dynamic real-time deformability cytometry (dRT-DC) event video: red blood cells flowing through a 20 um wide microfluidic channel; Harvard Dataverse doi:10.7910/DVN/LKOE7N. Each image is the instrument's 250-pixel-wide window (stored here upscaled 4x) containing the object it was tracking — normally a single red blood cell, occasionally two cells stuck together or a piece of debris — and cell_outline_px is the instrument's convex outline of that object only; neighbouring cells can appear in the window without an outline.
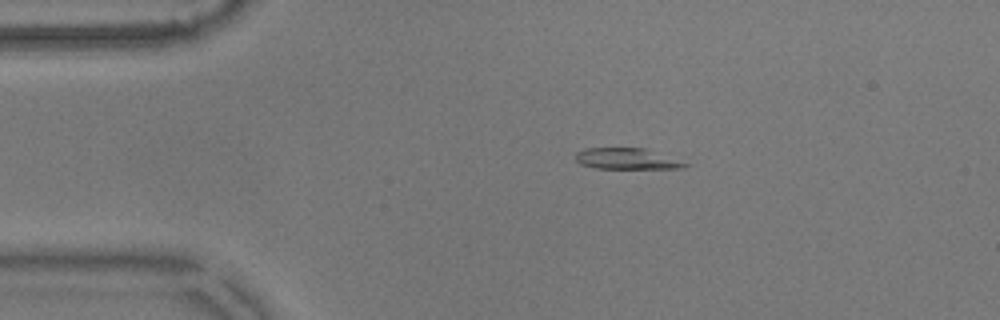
{"species": "common noctule bat (a hibernating species)", "species_latin": "Nyctalus noctula", "temperature_condition": "warm", "stored_images_in_passage": 46, "camera_frame_rate_fps": 3000, "um_per_image_px": 0.085, "animal": {"sex": "male", "body_mass_g": 17.9}, "frame": {"image": 1, "passage_image": 1, "time_ms": 0.0, "image_size_px": [1000, 320], "cell_outline_px": [[688, 164], [684, 168], [596, 168], [580, 164], [576, 160], [576, 152], [584, 148], [644, 148]], "centroid_in_image_um": [53.19, 13.49], "position_along_channel_um": 31.8, "area_um2": 13.06}}
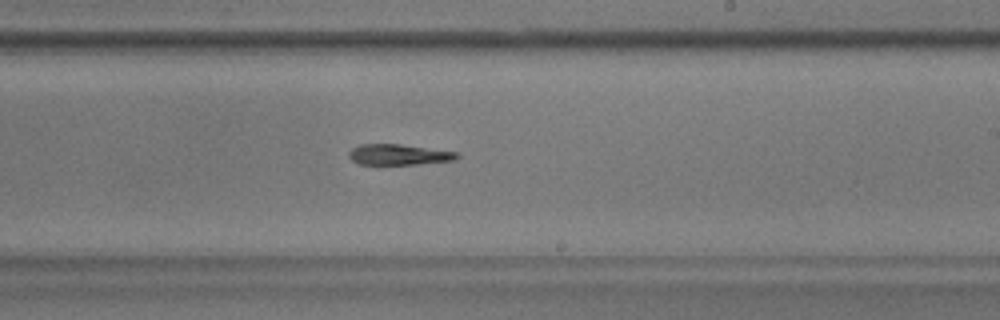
{"frame": {"image": 2, "passage_image": 23, "time_ms": 7.333, "image_size_px": [1000, 320], "cell_outline_px": [[460, 156], [456, 160], [420, 164], [360, 164], [352, 160], [348, 156], [348, 152], [352, 148], [360, 144], [400, 144], [460, 152]], "centroid_in_image_um": [33.94, 13.14], "position_along_channel_um": 255.1, "area_um2": 13.18}}
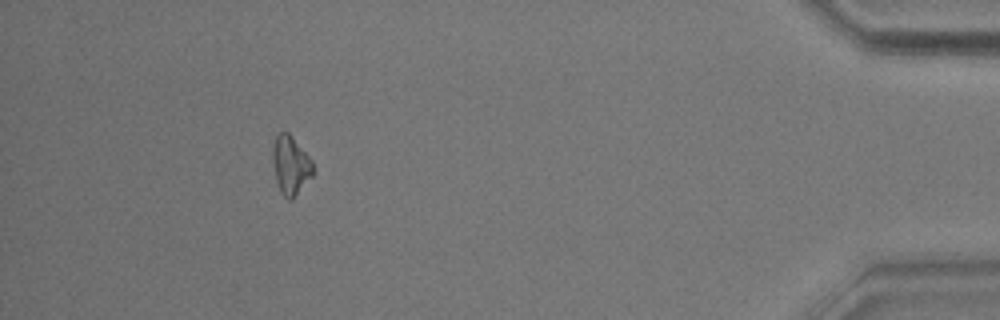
{"frame": {"image": 3, "passage_image": 41, "time_ms": 13.333, "image_size_px": [1000, 320], "cell_outline_px": [[312, 176], [292, 200], [288, 200], [280, 192], [276, 180], [272, 164], [272, 148], [276, 136], [280, 132], [288, 132], [312, 160]], "centroid_in_image_um": [24.67, 14.05], "position_along_channel_um": 410.5, "area_um2": 13.7}}